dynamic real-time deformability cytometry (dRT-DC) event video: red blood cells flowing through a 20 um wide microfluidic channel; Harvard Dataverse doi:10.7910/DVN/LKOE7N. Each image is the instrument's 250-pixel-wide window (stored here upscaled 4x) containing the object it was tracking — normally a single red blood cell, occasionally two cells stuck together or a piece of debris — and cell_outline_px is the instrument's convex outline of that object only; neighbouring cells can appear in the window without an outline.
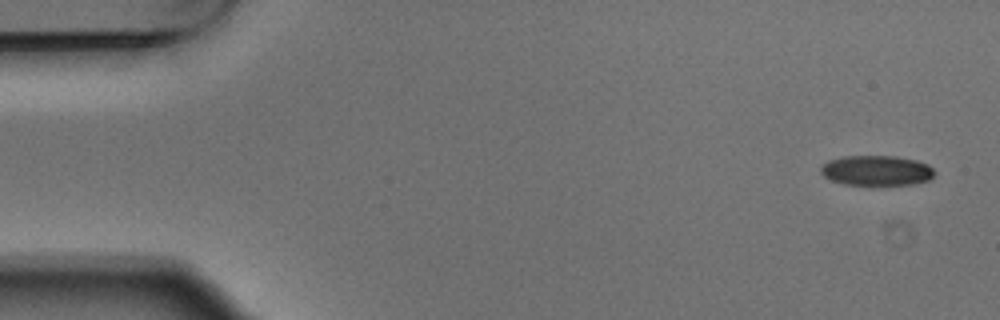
{"species": "Egyptian fruit bat (a non-hibernating species)", "species_latin": "Rousettus aegyptiacus", "temperature_condition": "warm", "stored_images_in_passage": 4, "camera_frame_rate_fps": 3000, "um_per_image_px": 0.085, "animal": {"sex": "male"}, "frame": {"image": 1, "passage_image": 1, "time_ms": 0.0, "image_size_px": [1000, 320], "cell_outline_px": [[936, 172], [928, 180], [912, 184], [872, 188], [868, 188], [844, 184], [832, 180], [824, 176], [820, 172], [820, 164], [828, 160], [844, 156], [896, 156], [916, 160], [928, 164]], "centroid_in_image_um": [74.47, 14.54], "position_along_channel_um": 10.5, "area_um2": 20.92}}
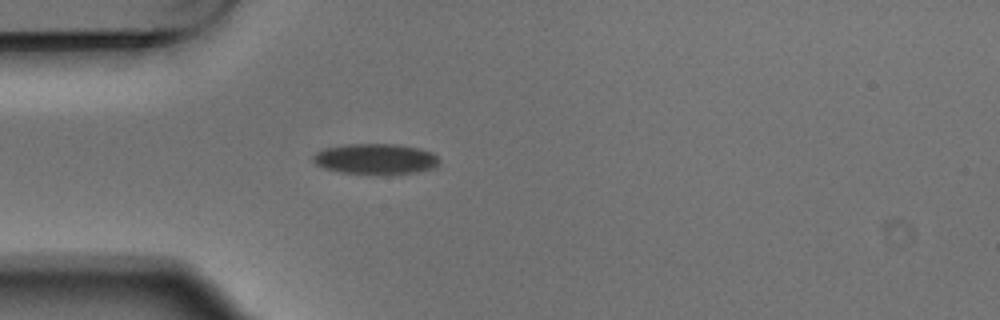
{"frame": {"image": 2, "passage_image": 4, "time_ms": 1.0, "image_size_px": [1000, 320], "cell_outline_px": [[440, 164], [436, 168], [416, 172], [340, 172], [324, 168], [316, 164], [312, 160], [312, 156], [316, 152], [324, 148], [344, 144], [396, 144], [420, 148], [432, 152], [436, 156]], "centroid_in_image_um": [31.92, 13.47], "position_along_channel_um": 53.1, "area_um2": 22.02}}